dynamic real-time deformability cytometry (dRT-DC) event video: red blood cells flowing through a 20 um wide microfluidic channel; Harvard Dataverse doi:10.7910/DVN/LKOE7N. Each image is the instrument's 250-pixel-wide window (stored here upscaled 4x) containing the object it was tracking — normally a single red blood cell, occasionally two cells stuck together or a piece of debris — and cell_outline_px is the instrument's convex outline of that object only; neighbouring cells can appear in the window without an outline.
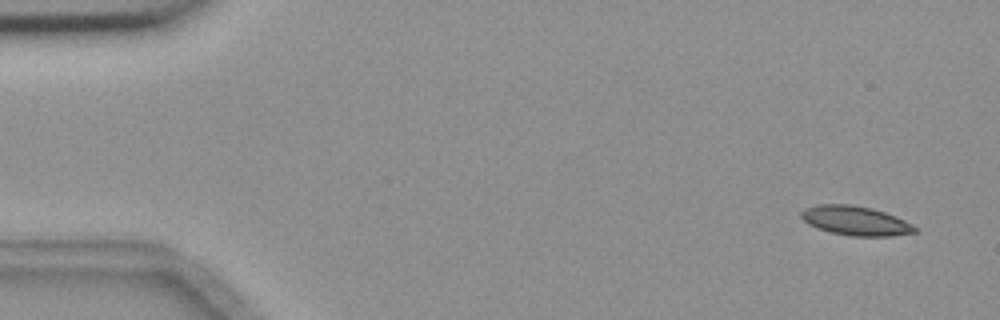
{"species": "common noctule bat (a hibernating species)", "species_latin": "Nyctalus noctula", "temperature_condition": "room temperature", "stored_images_in_passage": 4, "camera_frame_rate_fps": 3000, "um_per_image_px": 0.085, "animal": {"sex": "female", "body_mass_g": 18.4}, "frame": {"image": 1, "passage_image": 1, "time_ms": 0.0, "image_size_px": [1000, 320], "cell_outline_px": [[916, 232], [892, 236], [852, 236], [832, 232], [816, 228], [808, 224], [800, 216], [800, 212], [804, 208], [816, 204], [852, 204], [872, 208], [896, 216], [912, 224], [916, 228]], "centroid_in_image_um": [72.69, 18.75], "position_along_channel_um": 12.3, "area_um2": 19.48}}
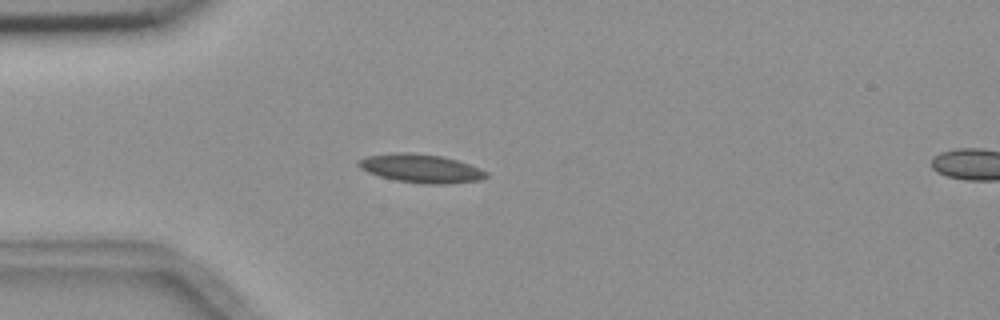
{"frame": {"image": 2, "passage_image": 3, "time_ms": 4.0, "image_size_px": [1000, 320], "cell_outline_px": [[488, 176], [480, 180], [448, 184], [424, 184], [396, 180], [380, 176], [368, 172], [360, 168], [356, 164], [356, 160], [364, 156], [396, 152], [408, 152], [440, 156], [456, 160], [480, 168], [488, 172]], "centroid_in_image_um": [35.74, 14.31], "position_along_channel_um": 49.3, "area_um2": 21.33}}